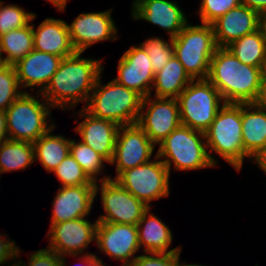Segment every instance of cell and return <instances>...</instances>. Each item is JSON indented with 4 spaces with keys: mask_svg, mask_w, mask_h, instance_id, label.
Returning a JSON list of instances; mask_svg holds the SVG:
<instances>
[{
    "mask_svg": "<svg viewBox=\"0 0 266 266\" xmlns=\"http://www.w3.org/2000/svg\"><path fill=\"white\" fill-rule=\"evenodd\" d=\"M82 52L64 57L41 93L48 104L63 111L71 110L79 103L86 106L95 83L103 73L101 60L82 58Z\"/></svg>",
    "mask_w": 266,
    "mask_h": 266,
    "instance_id": "6da1fadb",
    "label": "cell"
},
{
    "mask_svg": "<svg viewBox=\"0 0 266 266\" xmlns=\"http://www.w3.org/2000/svg\"><path fill=\"white\" fill-rule=\"evenodd\" d=\"M263 70L243 64L226 47H217L211 58L207 79L217 88L225 103H254Z\"/></svg>",
    "mask_w": 266,
    "mask_h": 266,
    "instance_id": "7a4b0ae2",
    "label": "cell"
},
{
    "mask_svg": "<svg viewBox=\"0 0 266 266\" xmlns=\"http://www.w3.org/2000/svg\"><path fill=\"white\" fill-rule=\"evenodd\" d=\"M204 134L212 163L218 166L212 155L215 152L240 172L244 159H249L242 141L241 104L225 103Z\"/></svg>",
    "mask_w": 266,
    "mask_h": 266,
    "instance_id": "3957f363",
    "label": "cell"
},
{
    "mask_svg": "<svg viewBox=\"0 0 266 266\" xmlns=\"http://www.w3.org/2000/svg\"><path fill=\"white\" fill-rule=\"evenodd\" d=\"M143 97L114 79L102 84L101 74L84 109L96 118L112 121L119 126L136 124Z\"/></svg>",
    "mask_w": 266,
    "mask_h": 266,
    "instance_id": "277c9868",
    "label": "cell"
},
{
    "mask_svg": "<svg viewBox=\"0 0 266 266\" xmlns=\"http://www.w3.org/2000/svg\"><path fill=\"white\" fill-rule=\"evenodd\" d=\"M156 155L171 173L216 167L210 160L204 132L180 125L159 144Z\"/></svg>",
    "mask_w": 266,
    "mask_h": 266,
    "instance_id": "5b68a950",
    "label": "cell"
},
{
    "mask_svg": "<svg viewBox=\"0 0 266 266\" xmlns=\"http://www.w3.org/2000/svg\"><path fill=\"white\" fill-rule=\"evenodd\" d=\"M36 95L30 92L23 93L6 110L10 140L34 143L55 126L52 120L51 124L48 123L52 107L41 93Z\"/></svg>",
    "mask_w": 266,
    "mask_h": 266,
    "instance_id": "8992f818",
    "label": "cell"
},
{
    "mask_svg": "<svg viewBox=\"0 0 266 266\" xmlns=\"http://www.w3.org/2000/svg\"><path fill=\"white\" fill-rule=\"evenodd\" d=\"M174 55L192 79H207L211 58L217 48L212 24L190 22L172 38Z\"/></svg>",
    "mask_w": 266,
    "mask_h": 266,
    "instance_id": "52a82bcc",
    "label": "cell"
},
{
    "mask_svg": "<svg viewBox=\"0 0 266 266\" xmlns=\"http://www.w3.org/2000/svg\"><path fill=\"white\" fill-rule=\"evenodd\" d=\"M181 125L205 132L225 104L208 79H193L176 98Z\"/></svg>",
    "mask_w": 266,
    "mask_h": 266,
    "instance_id": "ba28073f",
    "label": "cell"
},
{
    "mask_svg": "<svg viewBox=\"0 0 266 266\" xmlns=\"http://www.w3.org/2000/svg\"><path fill=\"white\" fill-rule=\"evenodd\" d=\"M115 180L148 207L170 194L169 170L156 153L150 162L123 171Z\"/></svg>",
    "mask_w": 266,
    "mask_h": 266,
    "instance_id": "9c48e42d",
    "label": "cell"
},
{
    "mask_svg": "<svg viewBox=\"0 0 266 266\" xmlns=\"http://www.w3.org/2000/svg\"><path fill=\"white\" fill-rule=\"evenodd\" d=\"M95 182V196L100 190L104 214L98 222L137 225L144 212L149 208L129 191L124 189L116 180Z\"/></svg>",
    "mask_w": 266,
    "mask_h": 266,
    "instance_id": "30bf717a",
    "label": "cell"
},
{
    "mask_svg": "<svg viewBox=\"0 0 266 266\" xmlns=\"http://www.w3.org/2000/svg\"><path fill=\"white\" fill-rule=\"evenodd\" d=\"M152 97L143 98L137 124L157 145L181 125L180 112L177 99Z\"/></svg>",
    "mask_w": 266,
    "mask_h": 266,
    "instance_id": "8fae6325",
    "label": "cell"
},
{
    "mask_svg": "<svg viewBox=\"0 0 266 266\" xmlns=\"http://www.w3.org/2000/svg\"><path fill=\"white\" fill-rule=\"evenodd\" d=\"M155 144L138 124L120 126L110 165H116L114 180L125 170L151 161Z\"/></svg>",
    "mask_w": 266,
    "mask_h": 266,
    "instance_id": "7c38bea8",
    "label": "cell"
},
{
    "mask_svg": "<svg viewBox=\"0 0 266 266\" xmlns=\"http://www.w3.org/2000/svg\"><path fill=\"white\" fill-rule=\"evenodd\" d=\"M97 223V220L91 222L87 217H82L52 224L46 235L49 237V245L46 248L55 251L61 257L82 255L96 239Z\"/></svg>",
    "mask_w": 266,
    "mask_h": 266,
    "instance_id": "4fadbf2b",
    "label": "cell"
},
{
    "mask_svg": "<svg viewBox=\"0 0 266 266\" xmlns=\"http://www.w3.org/2000/svg\"><path fill=\"white\" fill-rule=\"evenodd\" d=\"M95 241L101 253L119 260L122 266H129L140 250L136 225L98 222Z\"/></svg>",
    "mask_w": 266,
    "mask_h": 266,
    "instance_id": "5bb4252c",
    "label": "cell"
},
{
    "mask_svg": "<svg viewBox=\"0 0 266 266\" xmlns=\"http://www.w3.org/2000/svg\"><path fill=\"white\" fill-rule=\"evenodd\" d=\"M112 8L103 12L80 13L67 24L71 42L77 52L103 41H115L118 30L112 18Z\"/></svg>",
    "mask_w": 266,
    "mask_h": 266,
    "instance_id": "9a60e30c",
    "label": "cell"
},
{
    "mask_svg": "<svg viewBox=\"0 0 266 266\" xmlns=\"http://www.w3.org/2000/svg\"><path fill=\"white\" fill-rule=\"evenodd\" d=\"M131 16L160 27L169 38H175L189 23L177 1L171 0H134Z\"/></svg>",
    "mask_w": 266,
    "mask_h": 266,
    "instance_id": "2e32d148",
    "label": "cell"
},
{
    "mask_svg": "<svg viewBox=\"0 0 266 266\" xmlns=\"http://www.w3.org/2000/svg\"><path fill=\"white\" fill-rule=\"evenodd\" d=\"M117 69L116 82L136 91L143 98L150 95L155 73L148 53L141 45H132L126 50L118 61Z\"/></svg>",
    "mask_w": 266,
    "mask_h": 266,
    "instance_id": "e0dca14e",
    "label": "cell"
},
{
    "mask_svg": "<svg viewBox=\"0 0 266 266\" xmlns=\"http://www.w3.org/2000/svg\"><path fill=\"white\" fill-rule=\"evenodd\" d=\"M63 58L39 50H32L24 58L19 60L14 68L22 91L28 93L26 88H31L36 93H42L49 84L52 76L57 71Z\"/></svg>",
    "mask_w": 266,
    "mask_h": 266,
    "instance_id": "ac0fdd59",
    "label": "cell"
},
{
    "mask_svg": "<svg viewBox=\"0 0 266 266\" xmlns=\"http://www.w3.org/2000/svg\"><path fill=\"white\" fill-rule=\"evenodd\" d=\"M95 198V184L60 187L52 201L50 224L88 217Z\"/></svg>",
    "mask_w": 266,
    "mask_h": 266,
    "instance_id": "d6986e66",
    "label": "cell"
},
{
    "mask_svg": "<svg viewBox=\"0 0 266 266\" xmlns=\"http://www.w3.org/2000/svg\"><path fill=\"white\" fill-rule=\"evenodd\" d=\"M83 120L74 131L80 135V141L89 145L108 163L111 162L120 126L112 121L96 118L83 107L78 111Z\"/></svg>",
    "mask_w": 266,
    "mask_h": 266,
    "instance_id": "ffe728a7",
    "label": "cell"
},
{
    "mask_svg": "<svg viewBox=\"0 0 266 266\" xmlns=\"http://www.w3.org/2000/svg\"><path fill=\"white\" fill-rule=\"evenodd\" d=\"M259 13L242 4L230 9L212 23L217 47H227L233 41L258 30Z\"/></svg>",
    "mask_w": 266,
    "mask_h": 266,
    "instance_id": "44dd1931",
    "label": "cell"
},
{
    "mask_svg": "<svg viewBox=\"0 0 266 266\" xmlns=\"http://www.w3.org/2000/svg\"><path fill=\"white\" fill-rule=\"evenodd\" d=\"M32 29L34 50L62 58L77 52L71 42L66 21L48 17L36 29L35 25L32 24Z\"/></svg>",
    "mask_w": 266,
    "mask_h": 266,
    "instance_id": "7402d4cb",
    "label": "cell"
},
{
    "mask_svg": "<svg viewBox=\"0 0 266 266\" xmlns=\"http://www.w3.org/2000/svg\"><path fill=\"white\" fill-rule=\"evenodd\" d=\"M149 207L142 218L138 221V241L140 249L143 246V251L148 253H172L181 250L180 246L172 248L169 247L173 241L172 232L163 221L156 217L154 213H150Z\"/></svg>",
    "mask_w": 266,
    "mask_h": 266,
    "instance_id": "603a6c76",
    "label": "cell"
},
{
    "mask_svg": "<svg viewBox=\"0 0 266 266\" xmlns=\"http://www.w3.org/2000/svg\"><path fill=\"white\" fill-rule=\"evenodd\" d=\"M242 141L251 157L266 144V110L254 103L241 104Z\"/></svg>",
    "mask_w": 266,
    "mask_h": 266,
    "instance_id": "cb8c5ba5",
    "label": "cell"
},
{
    "mask_svg": "<svg viewBox=\"0 0 266 266\" xmlns=\"http://www.w3.org/2000/svg\"><path fill=\"white\" fill-rule=\"evenodd\" d=\"M192 80L174 55L155 73L150 95L152 96V89H155L154 97L176 99Z\"/></svg>",
    "mask_w": 266,
    "mask_h": 266,
    "instance_id": "d4e9b609",
    "label": "cell"
},
{
    "mask_svg": "<svg viewBox=\"0 0 266 266\" xmlns=\"http://www.w3.org/2000/svg\"><path fill=\"white\" fill-rule=\"evenodd\" d=\"M55 127L56 125L33 143L35 161L39 160L49 173H52L70 152L71 139L60 134L53 135Z\"/></svg>",
    "mask_w": 266,
    "mask_h": 266,
    "instance_id": "484cf974",
    "label": "cell"
},
{
    "mask_svg": "<svg viewBox=\"0 0 266 266\" xmlns=\"http://www.w3.org/2000/svg\"><path fill=\"white\" fill-rule=\"evenodd\" d=\"M33 49L32 23L0 36V57L6 65H15Z\"/></svg>",
    "mask_w": 266,
    "mask_h": 266,
    "instance_id": "4316f807",
    "label": "cell"
},
{
    "mask_svg": "<svg viewBox=\"0 0 266 266\" xmlns=\"http://www.w3.org/2000/svg\"><path fill=\"white\" fill-rule=\"evenodd\" d=\"M228 48L243 64L264 68L266 64V39L260 30L233 41Z\"/></svg>",
    "mask_w": 266,
    "mask_h": 266,
    "instance_id": "83f0119b",
    "label": "cell"
},
{
    "mask_svg": "<svg viewBox=\"0 0 266 266\" xmlns=\"http://www.w3.org/2000/svg\"><path fill=\"white\" fill-rule=\"evenodd\" d=\"M34 162L33 143L8 139L0 145V174L25 170Z\"/></svg>",
    "mask_w": 266,
    "mask_h": 266,
    "instance_id": "f1b7e54d",
    "label": "cell"
},
{
    "mask_svg": "<svg viewBox=\"0 0 266 266\" xmlns=\"http://www.w3.org/2000/svg\"><path fill=\"white\" fill-rule=\"evenodd\" d=\"M69 153L93 182L113 179L111 175L100 177L101 179L98 178V174L103 172L105 163L107 164L108 162L89 145L82 141L75 142V139H71Z\"/></svg>",
    "mask_w": 266,
    "mask_h": 266,
    "instance_id": "f546056e",
    "label": "cell"
},
{
    "mask_svg": "<svg viewBox=\"0 0 266 266\" xmlns=\"http://www.w3.org/2000/svg\"><path fill=\"white\" fill-rule=\"evenodd\" d=\"M0 0V36L17 28H23L36 18L19 5L6 4Z\"/></svg>",
    "mask_w": 266,
    "mask_h": 266,
    "instance_id": "4dcf8cb0",
    "label": "cell"
},
{
    "mask_svg": "<svg viewBox=\"0 0 266 266\" xmlns=\"http://www.w3.org/2000/svg\"><path fill=\"white\" fill-rule=\"evenodd\" d=\"M52 172L62 184L60 187L95 184L70 153Z\"/></svg>",
    "mask_w": 266,
    "mask_h": 266,
    "instance_id": "1f68e13d",
    "label": "cell"
},
{
    "mask_svg": "<svg viewBox=\"0 0 266 266\" xmlns=\"http://www.w3.org/2000/svg\"><path fill=\"white\" fill-rule=\"evenodd\" d=\"M148 53L154 73L160 71L167 62L174 56L172 38L168 41L160 37H151L140 44Z\"/></svg>",
    "mask_w": 266,
    "mask_h": 266,
    "instance_id": "d6a6232c",
    "label": "cell"
},
{
    "mask_svg": "<svg viewBox=\"0 0 266 266\" xmlns=\"http://www.w3.org/2000/svg\"><path fill=\"white\" fill-rule=\"evenodd\" d=\"M20 90L14 65H5L0 70V110L6 111L16 99L25 93Z\"/></svg>",
    "mask_w": 266,
    "mask_h": 266,
    "instance_id": "836d02e7",
    "label": "cell"
},
{
    "mask_svg": "<svg viewBox=\"0 0 266 266\" xmlns=\"http://www.w3.org/2000/svg\"><path fill=\"white\" fill-rule=\"evenodd\" d=\"M241 4L240 0H201L198 9L201 23L212 24L230 9Z\"/></svg>",
    "mask_w": 266,
    "mask_h": 266,
    "instance_id": "e575fe53",
    "label": "cell"
},
{
    "mask_svg": "<svg viewBox=\"0 0 266 266\" xmlns=\"http://www.w3.org/2000/svg\"><path fill=\"white\" fill-rule=\"evenodd\" d=\"M21 254V249L18 248L17 260L23 266H67L66 256L61 257L55 251L48 248L39 249L29 255L27 265L22 261V259H20Z\"/></svg>",
    "mask_w": 266,
    "mask_h": 266,
    "instance_id": "d590c367",
    "label": "cell"
},
{
    "mask_svg": "<svg viewBox=\"0 0 266 266\" xmlns=\"http://www.w3.org/2000/svg\"><path fill=\"white\" fill-rule=\"evenodd\" d=\"M182 249L172 253H148L138 255L129 266H179Z\"/></svg>",
    "mask_w": 266,
    "mask_h": 266,
    "instance_id": "8d00e7d4",
    "label": "cell"
},
{
    "mask_svg": "<svg viewBox=\"0 0 266 266\" xmlns=\"http://www.w3.org/2000/svg\"><path fill=\"white\" fill-rule=\"evenodd\" d=\"M7 236L9 237L8 234H0V266H8L11 262H14L17 259V251L19 247L13 239L8 238Z\"/></svg>",
    "mask_w": 266,
    "mask_h": 266,
    "instance_id": "74e56055",
    "label": "cell"
},
{
    "mask_svg": "<svg viewBox=\"0 0 266 266\" xmlns=\"http://www.w3.org/2000/svg\"><path fill=\"white\" fill-rule=\"evenodd\" d=\"M73 257H79L83 266H106L102 259L95 253L86 252L83 255H73Z\"/></svg>",
    "mask_w": 266,
    "mask_h": 266,
    "instance_id": "f35d334b",
    "label": "cell"
},
{
    "mask_svg": "<svg viewBox=\"0 0 266 266\" xmlns=\"http://www.w3.org/2000/svg\"><path fill=\"white\" fill-rule=\"evenodd\" d=\"M250 161H253L266 174V144L251 157Z\"/></svg>",
    "mask_w": 266,
    "mask_h": 266,
    "instance_id": "ab89813d",
    "label": "cell"
},
{
    "mask_svg": "<svg viewBox=\"0 0 266 266\" xmlns=\"http://www.w3.org/2000/svg\"><path fill=\"white\" fill-rule=\"evenodd\" d=\"M254 104L259 108L266 110V77L264 75Z\"/></svg>",
    "mask_w": 266,
    "mask_h": 266,
    "instance_id": "60d3db41",
    "label": "cell"
},
{
    "mask_svg": "<svg viewBox=\"0 0 266 266\" xmlns=\"http://www.w3.org/2000/svg\"><path fill=\"white\" fill-rule=\"evenodd\" d=\"M241 4L258 13L266 10V0H240Z\"/></svg>",
    "mask_w": 266,
    "mask_h": 266,
    "instance_id": "b9f144b4",
    "label": "cell"
},
{
    "mask_svg": "<svg viewBox=\"0 0 266 266\" xmlns=\"http://www.w3.org/2000/svg\"><path fill=\"white\" fill-rule=\"evenodd\" d=\"M8 139L6 111L0 110V145Z\"/></svg>",
    "mask_w": 266,
    "mask_h": 266,
    "instance_id": "7bdbcfd3",
    "label": "cell"
},
{
    "mask_svg": "<svg viewBox=\"0 0 266 266\" xmlns=\"http://www.w3.org/2000/svg\"><path fill=\"white\" fill-rule=\"evenodd\" d=\"M258 29L262 36L266 39V10L259 13V24Z\"/></svg>",
    "mask_w": 266,
    "mask_h": 266,
    "instance_id": "ee69618b",
    "label": "cell"
},
{
    "mask_svg": "<svg viewBox=\"0 0 266 266\" xmlns=\"http://www.w3.org/2000/svg\"><path fill=\"white\" fill-rule=\"evenodd\" d=\"M47 2H50L55 8H57L58 11H64L68 0H46Z\"/></svg>",
    "mask_w": 266,
    "mask_h": 266,
    "instance_id": "f6af8a7d",
    "label": "cell"
},
{
    "mask_svg": "<svg viewBox=\"0 0 266 266\" xmlns=\"http://www.w3.org/2000/svg\"><path fill=\"white\" fill-rule=\"evenodd\" d=\"M179 266H206V265H198V264H186V262H181L179 258Z\"/></svg>",
    "mask_w": 266,
    "mask_h": 266,
    "instance_id": "bcb514c9",
    "label": "cell"
},
{
    "mask_svg": "<svg viewBox=\"0 0 266 266\" xmlns=\"http://www.w3.org/2000/svg\"><path fill=\"white\" fill-rule=\"evenodd\" d=\"M8 266H23V265L16 259L13 263L9 264Z\"/></svg>",
    "mask_w": 266,
    "mask_h": 266,
    "instance_id": "7dc6e473",
    "label": "cell"
},
{
    "mask_svg": "<svg viewBox=\"0 0 266 266\" xmlns=\"http://www.w3.org/2000/svg\"><path fill=\"white\" fill-rule=\"evenodd\" d=\"M4 60L0 57V70L5 66Z\"/></svg>",
    "mask_w": 266,
    "mask_h": 266,
    "instance_id": "c3c4849f",
    "label": "cell"
},
{
    "mask_svg": "<svg viewBox=\"0 0 266 266\" xmlns=\"http://www.w3.org/2000/svg\"><path fill=\"white\" fill-rule=\"evenodd\" d=\"M263 74L266 77V64H265V67H264V70H263Z\"/></svg>",
    "mask_w": 266,
    "mask_h": 266,
    "instance_id": "681fc988",
    "label": "cell"
}]
</instances>
